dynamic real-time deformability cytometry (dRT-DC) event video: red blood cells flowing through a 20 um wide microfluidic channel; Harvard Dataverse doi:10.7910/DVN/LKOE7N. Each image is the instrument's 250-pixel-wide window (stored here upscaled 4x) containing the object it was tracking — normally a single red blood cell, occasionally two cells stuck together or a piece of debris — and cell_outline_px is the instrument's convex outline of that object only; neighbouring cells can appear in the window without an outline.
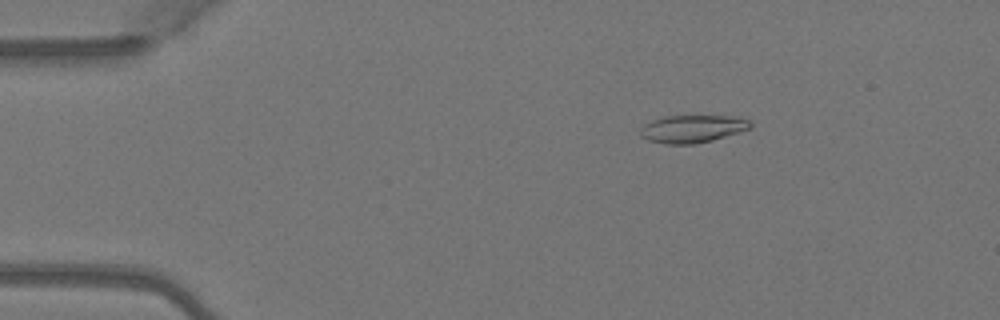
{"species": "Egyptian fruit bat (a non-hibernating species)", "species_latin": "Rousettus aegyptiacus", "temperature_condition": "warm", "stored_images_in_passage": 4, "camera_frame_rate_fps": 3000, "um_per_image_px": 0.085, "animal": {"sex": "female"}, "frame": {"image": 1, "passage_image": 2, "time_ms": 0.333, "image_size_px": [1000, 320], "cell_outline_px": [[752, 128], [740, 132], [712, 140], [696, 144], [664, 144], [648, 140], [640, 136], [640, 128], [644, 124], [652, 120], [664, 116], [740, 116], [752, 120]], "centroid_in_image_um": [58.89, 10.94], "position_along_channel_um": 26.1, "area_um2": 18.03}}